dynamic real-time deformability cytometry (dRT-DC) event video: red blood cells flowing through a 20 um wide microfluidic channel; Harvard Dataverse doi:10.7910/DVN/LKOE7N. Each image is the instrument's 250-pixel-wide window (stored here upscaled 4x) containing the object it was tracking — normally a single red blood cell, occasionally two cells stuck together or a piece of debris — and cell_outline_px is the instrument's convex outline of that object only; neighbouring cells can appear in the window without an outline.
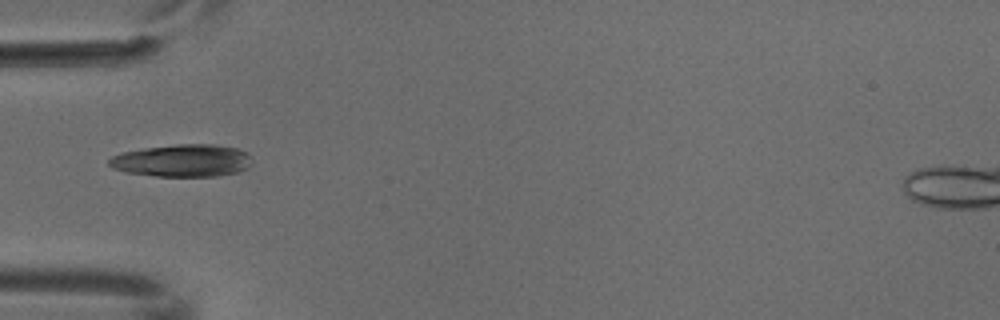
{"species": "common noctule bat (a hibernating species)", "species_latin": "Nyctalus noctula", "temperature_condition": "cold", "stored_images_in_passage": 1, "camera_frame_rate_fps": 3000, "um_per_image_px": 0.085, "animal": {"sex": "male", "body_mass_g": 18.8}, "frame": {"image": 1, "passage_image": 1, "time_ms": 0.0, "image_size_px": [1000, 320], "cell_outline_px": [[252, 164], [248, 168], [236, 172], [216, 176], [156, 176], [124, 172], [112, 168], [108, 164], [108, 160], [112, 156], [124, 152], [144, 148], [176, 144], [216, 144], [236, 148], [244, 152], [252, 160]], "centroid_in_image_um": [15.49, 13.65], "position_along_channel_um": 69.5, "area_um2": 26.99}}